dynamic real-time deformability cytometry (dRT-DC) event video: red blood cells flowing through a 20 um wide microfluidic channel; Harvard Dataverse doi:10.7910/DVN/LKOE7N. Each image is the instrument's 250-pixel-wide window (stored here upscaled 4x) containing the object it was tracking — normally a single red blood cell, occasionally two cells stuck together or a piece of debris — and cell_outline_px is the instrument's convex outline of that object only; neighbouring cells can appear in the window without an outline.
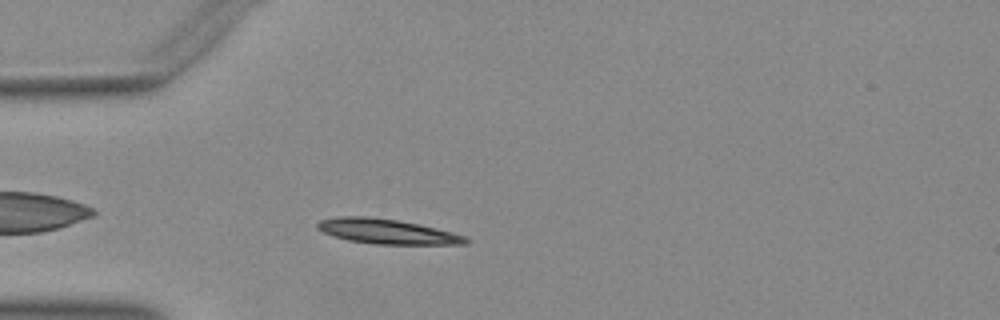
{"species": "Egyptian fruit bat (a non-hibernating species)", "species_latin": "Rousettus aegyptiacus", "temperature_condition": "warm", "stored_images_in_passage": 41, "camera_frame_rate_fps": 3000, "um_per_image_px": 0.085, "animal": {"sex": "female"}, "frame": {"image": 1, "passage_image": 4, "time_ms": 1.0, "image_size_px": [1000, 320], "cell_outline_px": [[468, 240], [464, 244], [376, 244], [348, 240], [332, 236], [316, 228], [316, 224], [320, 220], [336, 216], [368, 216], [396, 220], [420, 224], [452, 232], [464, 236]], "centroid_in_image_um": [32.83, 19.66], "position_along_channel_um": 52.2, "area_um2": 21.39}}
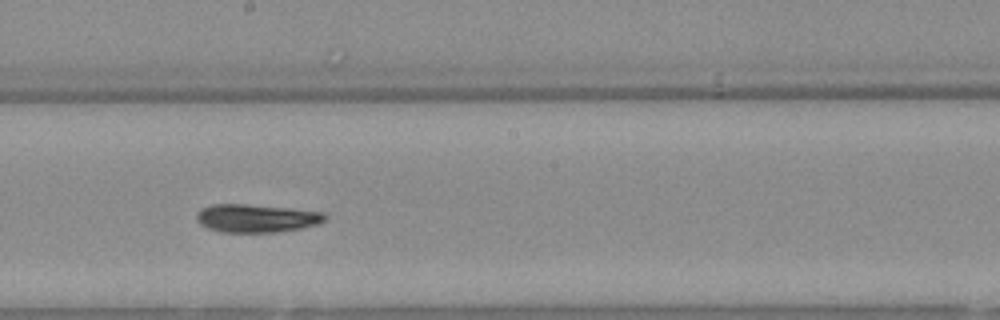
{"frame": {"image": 2, "passage_image": 18, "time_ms": 5.667, "image_size_px": [1000, 320], "cell_outline_px": [[328, 216], [324, 220], [316, 224], [300, 228], [276, 232], [220, 232], [208, 228], [200, 224], [196, 220], [196, 216], [204, 208], [212, 204], [244, 204], [288, 208], [324, 212]], "centroid_in_image_um": [21.79, 18.55], "position_along_channel_um": 226.4, "area_um2": 20.81}}
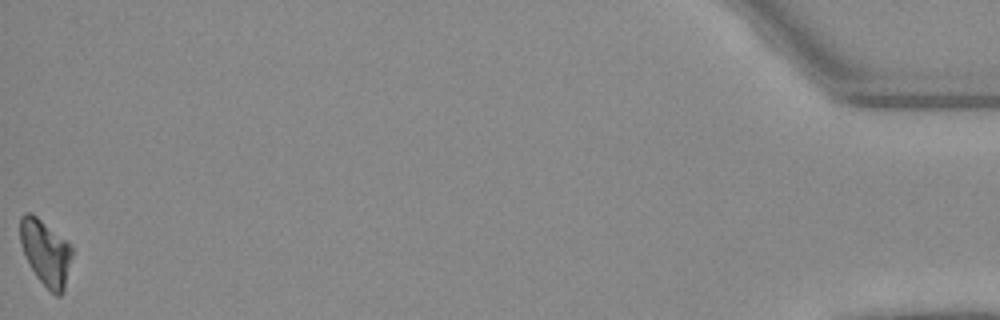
{"frame": {"image": 3, "passage_image": 41, "time_ms": 13.333, "image_size_px": [1000, 320], "cell_outline_px": [[72, 252], [64, 292], [60, 296], [56, 296], [36, 276], [24, 256], [20, 240], [20, 216], [24, 212], [32, 212], [72, 244]], "centroid_in_image_um": [3.87, 21.43], "position_along_channel_um": 431.3, "area_um2": 20.0}}